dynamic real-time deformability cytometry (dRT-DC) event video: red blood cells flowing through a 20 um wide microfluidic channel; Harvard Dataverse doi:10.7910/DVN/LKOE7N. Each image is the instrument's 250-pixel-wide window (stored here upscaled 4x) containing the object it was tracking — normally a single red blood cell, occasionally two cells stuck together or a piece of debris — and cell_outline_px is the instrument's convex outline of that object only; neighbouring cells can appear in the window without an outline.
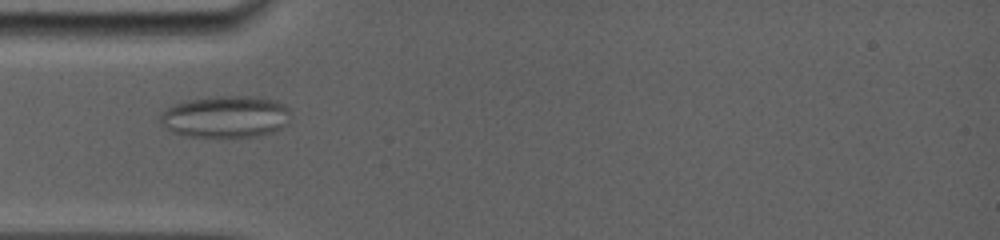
{"species": "common noctule bat (a hibernating species)", "species_latin": "Nyctalus noctula", "temperature_condition": "room temperature", "stored_images_in_passage": 9, "camera_frame_rate_fps": 5000, "um_per_image_px": 0.085, "animal": {"sex": "female", "body_mass_g": 19.0, "forearm_length_mm": 56.7}, "frame": {"image": 1, "passage_image": 1, "time_ms": 0.0, "image_size_px": [1000, 240], "cell_outline_px": [[288, 124], [272, 132], [256, 136], [184, 136], [172, 132], [160, 124], [160, 112], [176, 104], [188, 100], [220, 96], [252, 96], [276, 100], [284, 104], [288, 108]], "centroid_in_image_um": [19.16, 9.91], "position_along_channel_um": 65.8, "area_um2": 31.62}}
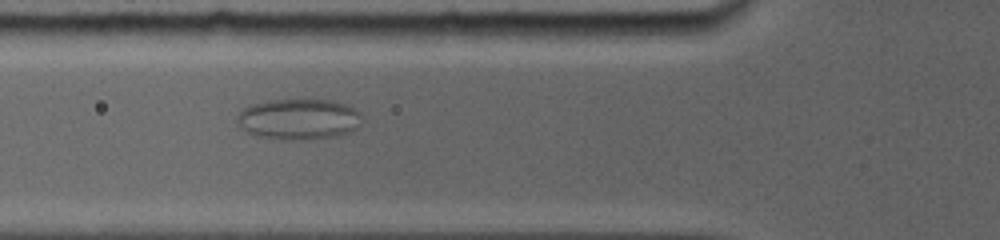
{"frame": {"image": 2, "passage_image": 8, "time_ms": 1.0, "image_size_px": [1000, 240], "cell_outline_px": [[360, 124], [356, 128], [340, 136], [312, 140], [284, 140], [252, 136], [244, 132], [236, 124], [236, 116], [244, 108], [252, 104], [272, 100], [332, 100], [348, 104], [360, 112]], "centroid_in_image_um": [25.35, 10.16], "position_along_channel_um": 100.4, "area_um2": 30.35}}